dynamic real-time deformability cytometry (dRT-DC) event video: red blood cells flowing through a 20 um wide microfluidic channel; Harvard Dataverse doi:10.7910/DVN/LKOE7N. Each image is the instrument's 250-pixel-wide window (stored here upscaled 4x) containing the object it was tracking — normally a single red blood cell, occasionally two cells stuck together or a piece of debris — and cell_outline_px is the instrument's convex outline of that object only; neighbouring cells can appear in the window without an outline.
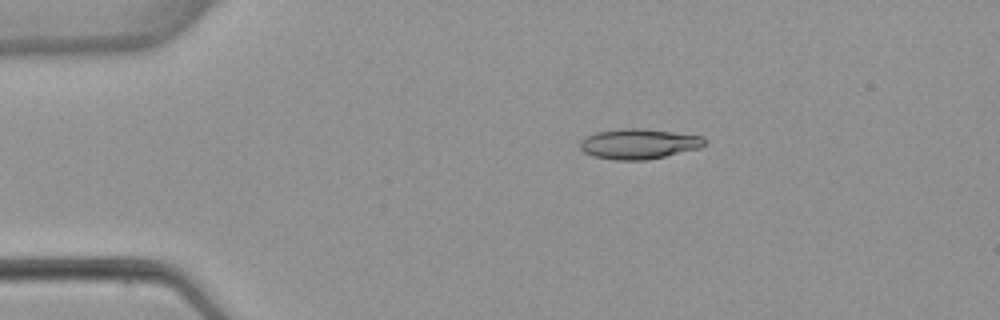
{"species": "common noctule bat (a hibernating species)", "species_latin": "Nyctalus noctula", "temperature_condition": "warm", "stored_images_in_passage": 3, "camera_frame_rate_fps": 3000, "um_per_image_px": 0.085, "animal": {"sex": "female", "body_mass_g": 22.7, "forearm_length_mm": 54.2}, "frame": {"image": 1, "passage_image": 1, "time_ms": 0.0, "image_size_px": [1000, 320], "cell_outline_px": [[708, 140], [700, 148], [648, 160], [616, 160], [592, 156], [584, 152], [580, 148], [580, 140], [584, 136], [596, 132], [620, 128], [644, 128], [704, 136]], "centroid_in_image_um": [54.29, 12.22], "position_along_channel_um": 30.7, "area_um2": 22.25}}
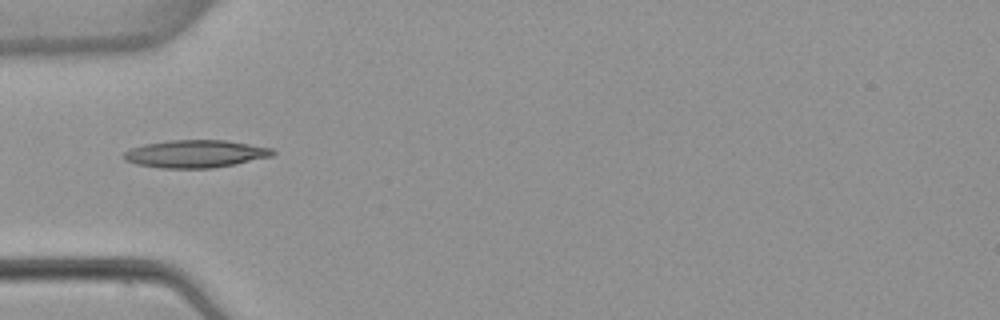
{"frame": {"image": 2, "passage_image": 3, "time_ms": 2.333, "image_size_px": [1000, 320], "cell_outline_px": [[276, 152], [272, 156], [236, 164], [212, 168], [160, 168], [136, 164], [124, 160], [124, 152], [132, 148], [144, 144], [168, 140], [224, 140], [272, 148]], "centroid_in_image_um": [16.61, 13.08], "position_along_channel_um": 68.4, "area_um2": 23.93}}